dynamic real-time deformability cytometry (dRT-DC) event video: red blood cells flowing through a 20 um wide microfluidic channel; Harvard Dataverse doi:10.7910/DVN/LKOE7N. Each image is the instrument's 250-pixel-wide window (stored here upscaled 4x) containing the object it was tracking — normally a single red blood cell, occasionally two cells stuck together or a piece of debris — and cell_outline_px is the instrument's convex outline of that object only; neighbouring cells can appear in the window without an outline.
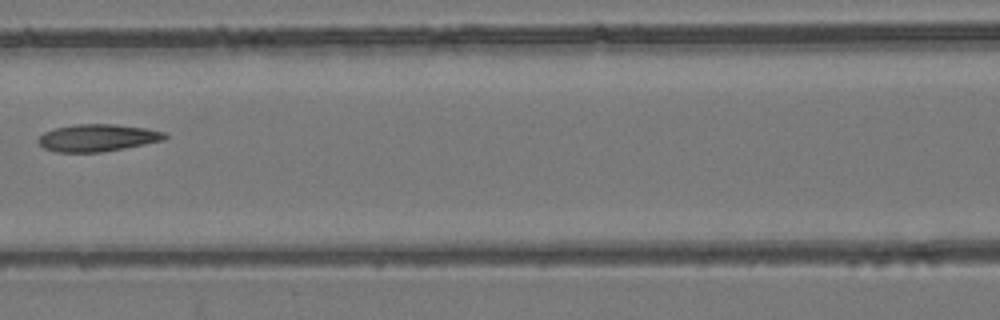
{"species": "common noctule bat (a hibernating species)", "species_latin": "Nyctalus noctula", "temperature_condition": "room temperature", "stored_images_in_passage": 3, "camera_frame_rate_fps": 3000, "um_per_image_px": 0.085, "animal": {"sex": "female", "body_mass_g": 24.6, "forearm_length_mm": 56.2}, "frame": {"image": 1, "passage_image": 3, "time_ms": 2.333, "image_size_px": [1000, 320], "cell_outline_px": [[168, 136], [164, 140], [124, 148], [100, 152], [56, 152], [44, 148], [36, 140], [44, 132], [56, 128], [72, 124], [116, 124], [144, 128], [164, 132]], "centroid_in_image_um": [8.27, 11.71], "position_along_channel_um": 158.3, "area_um2": 20.0}}